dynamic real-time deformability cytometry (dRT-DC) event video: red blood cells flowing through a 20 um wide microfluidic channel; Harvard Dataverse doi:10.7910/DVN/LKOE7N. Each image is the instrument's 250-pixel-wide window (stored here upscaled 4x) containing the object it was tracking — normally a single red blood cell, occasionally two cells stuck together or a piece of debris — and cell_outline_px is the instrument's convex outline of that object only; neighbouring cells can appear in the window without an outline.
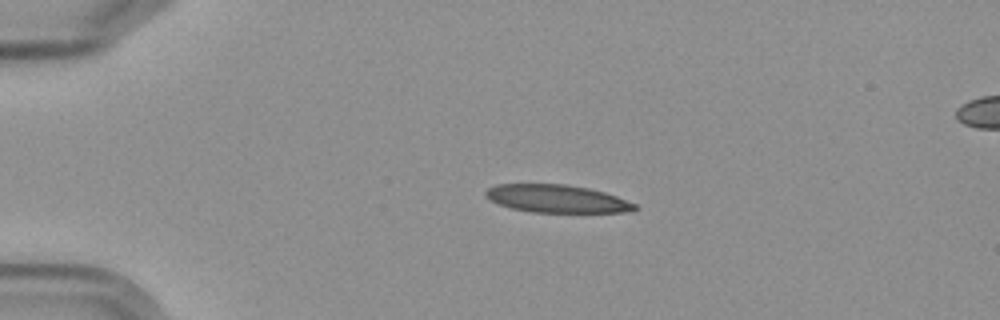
{"species": "Egyptian fruit bat (a non-hibernating species)", "species_latin": "Rousettus aegyptiacus", "temperature_condition": "cold", "stored_images_in_passage": 6, "camera_frame_rate_fps": 3000, "um_per_image_px": 0.085, "frame": {"image": 1, "passage_image": 1, "time_ms": 0.0, "image_size_px": [1000, 320], "cell_outline_px": [[640, 208], [632, 212], [532, 212], [512, 208], [500, 204], [492, 200], [484, 192], [488, 188], [496, 184], [564, 184], [588, 188], [604, 192], [616, 196], [636, 204]], "centroid_in_image_um": [47.38, 16.89], "position_along_channel_um": 37.6, "area_um2": 23.99}}
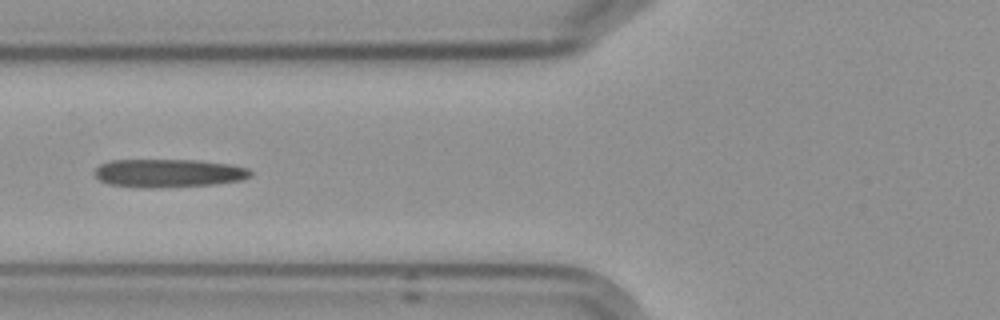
{"frame": {"image": 2, "passage_image": 4, "time_ms": 3.333, "image_size_px": [1000, 320], "cell_outline_px": [[252, 176], [240, 180], [216, 184], [160, 188], [148, 188], [108, 184], [100, 180], [96, 176], [96, 168], [100, 164], [112, 160], [200, 160], [232, 164], [248, 168], [252, 172]], "centroid_in_image_um": [14.37, 14.71], "position_along_channel_um": 111.4, "area_um2": 25.84}}
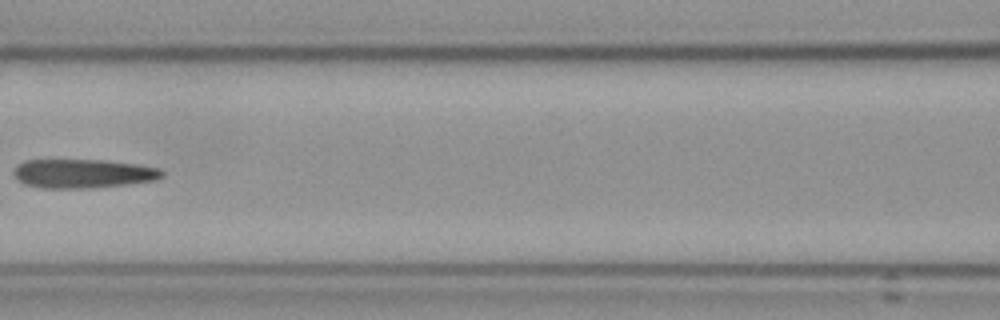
{"frame": {"image": 3, "passage_image": 5, "time_ms": 4.667, "image_size_px": [1000, 320], "cell_outline_px": [[164, 176], [156, 180], [128, 184], [92, 188], [40, 188], [24, 184], [16, 180], [12, 172], [12, 168], [16, 164], [24, 160], [104, 160], [136, 164], [160, 168], [164, 172]], "centroid_in_image_um": [7.0, 14.75], "position_along_channel_um": 159.6, "area_um2": 25.43}}